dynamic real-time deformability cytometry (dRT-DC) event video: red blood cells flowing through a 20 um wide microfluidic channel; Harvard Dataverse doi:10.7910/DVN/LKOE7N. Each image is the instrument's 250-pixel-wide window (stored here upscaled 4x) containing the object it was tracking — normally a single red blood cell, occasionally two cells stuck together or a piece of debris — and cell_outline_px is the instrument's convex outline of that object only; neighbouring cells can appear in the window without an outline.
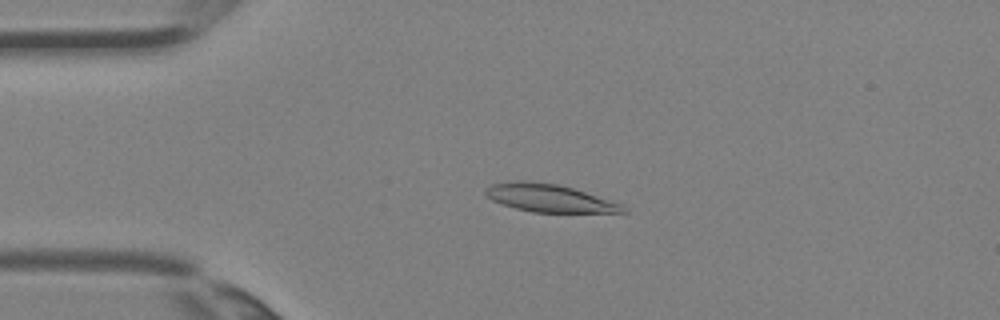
{"species": "Egyptian fruit bat (a non-hibernating species)", "species_latin": "Rousettus aegyptiacus", "temperature_condition": "room temperature", "stored_images_in_passage": 4, "camera_frame_rate_fps": 3000, "um_per_image_px": 0.085, "animal": {"sex": "female"}, "frame": {"image": 1, "passage_image": 3, "time_ms": 0.667, "image_size_px": [1000, 320], "cell_outline_px": [[628, 212], [532, 212], [516, 208], [492, 200], [484, 192], [484, 188], [492, 184], [512, 180], [524, 180], [556, 184], [572, 188], [620, 204], [628, 208]], "centroid_in_image_um": [46.63, 16.83], "position_along_channel_um": 38.4, "area_um2": 21.91}}